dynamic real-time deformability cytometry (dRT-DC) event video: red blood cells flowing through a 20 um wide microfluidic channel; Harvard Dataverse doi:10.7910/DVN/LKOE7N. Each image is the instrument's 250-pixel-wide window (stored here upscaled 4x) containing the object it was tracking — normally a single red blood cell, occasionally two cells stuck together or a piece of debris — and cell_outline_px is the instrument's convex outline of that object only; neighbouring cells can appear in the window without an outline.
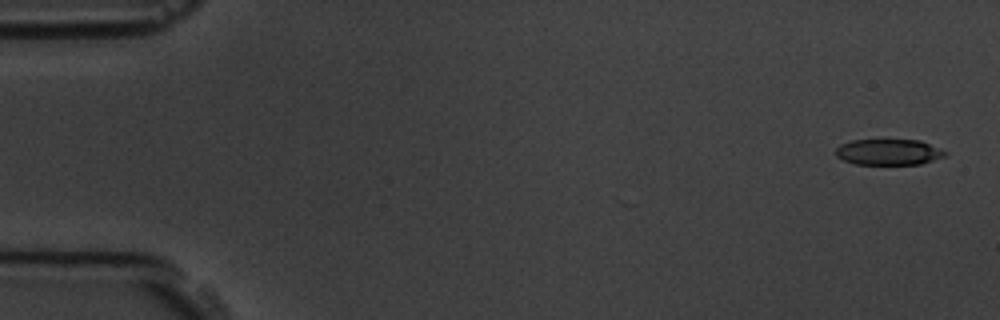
{"species": "common noctule bat (a hibernating species)", "species_latin": "Nyctalus noctula", "temperature_condition": "room temperature", "stored_images_in_passage": 3, "camera_frame_rate_fps": 3000, "um_per_image_px": 0.085, "animal": {"sex": "male", "body_mass_g": 19.5, "forearm_length_mm": 54.6}, "frame": {"image": 1, "passage_image": 1, "time_ms": 0.0, "image_size_px": [1000, 320], "cell_outline_px": [[948, 152], [944, 156], [920, 164], [856, 164], [844, 160], [836, 156], [836, 148], [840, 144], [852, 140], [920, 140]], "centroid_in_image_um": [75.51, 12.92], "position_along_channel_um": 9.5, "area_um2": 16.36}}